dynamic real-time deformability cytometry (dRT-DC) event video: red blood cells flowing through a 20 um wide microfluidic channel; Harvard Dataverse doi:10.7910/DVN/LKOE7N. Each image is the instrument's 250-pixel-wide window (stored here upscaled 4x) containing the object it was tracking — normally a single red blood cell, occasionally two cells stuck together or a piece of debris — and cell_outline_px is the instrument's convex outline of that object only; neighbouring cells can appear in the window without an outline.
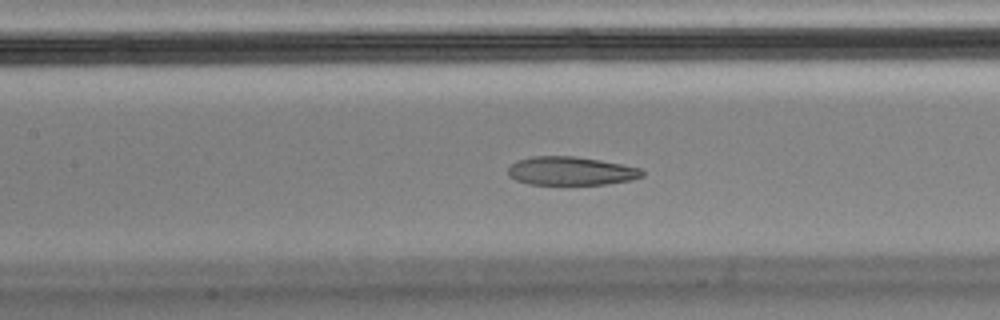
{"species": "Egyptian fruit bat (a non-hibernating species)", "species_latin": "Rousettus aegyptiacus", "temperature_condition": "cold", "stored_images_in_passage": 57, "camera_frame_rate_fps": 3000, "um_per_image_px": 0.085, "animal": {"sex": "male"}, "frame": {"image": 1, "passage_image": 25, "time_ms": 8.0, "image_size_px": [1000, 320], "cell_outline_px": [[644, 176], [632, 180], [604, 184], [528, 184], [516, 180], [508, 176], [508, 168], [516, 160], [532, 156], [572, 156], [600, 160], [640, 168], [644, 172]], "centroid_in_image_um": [48.51, 14.53], "position_along_channel_um": 158.9, "area_um2": 22.25}}
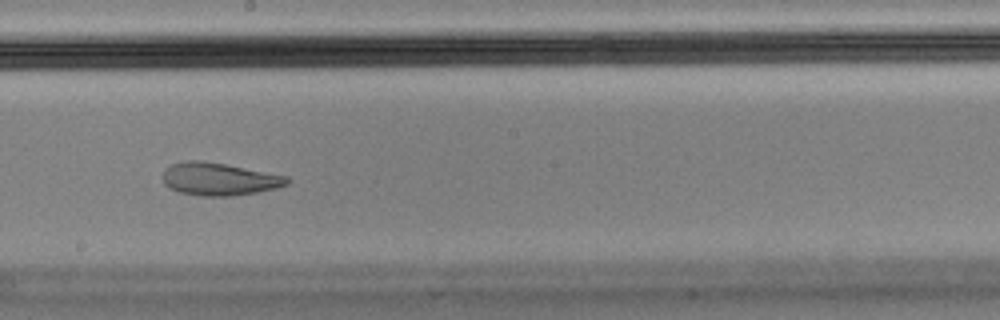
{"frame": {"image": 2, "passage_image": 31, "time_ms": 10.0, "image_size_px": [1000, 320], "cell_outline_px": [[292, 180], [288, 184], [276, 188], [256, 192], [232, 196], [200, 196], [176, 192], [168, 188], [164, 184], [164, 168], [172, 164], [188, 160], [200, 160], [224, 164], [288, 176]], "centroid_in_image_um": [18.61, 15.23], "position_along_channel_um": 229.6, "area_um2": 23.76}}
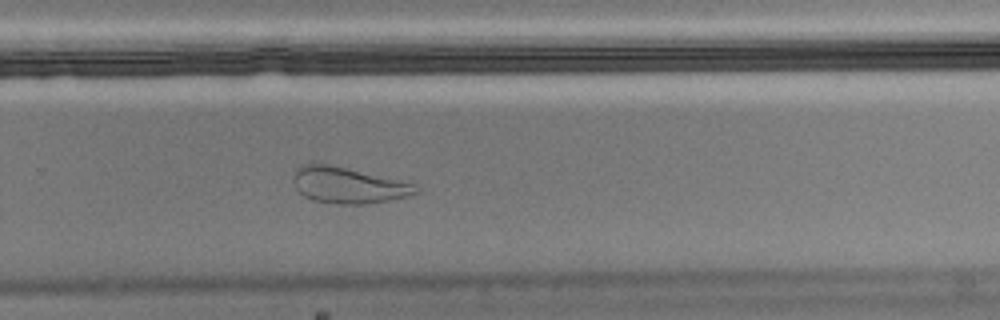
{"frame": {"image": 3, "passage_image": 37, "time_ms": 12.0, "image_size_px": [1000, 320], "cell_outline_px": [[420, 188], [416, 192], [404, 196], [388, 200], [364, 204], [332, 204], [312, 200], [304, 196], [296, 188], [292, 180], [296, 168], [300, 164], [328, 164], [400, 180], [416, 184]], "centroid_in_image_um": [29.54, 15.75], "position_along_channel_um": 300.3, "area_um2": 25.55}, "authors_computed_cell_mechanics": {"area_um2": 24.1604, "velocity_mm_per_s": 3.546, "shape_relaxation_time_tau1_ms": null, "shape_relaxation_time_tau2_ms": 1.8975, "deformation_change_tau1": null, "deformation_change_tau2": 0.0655}}